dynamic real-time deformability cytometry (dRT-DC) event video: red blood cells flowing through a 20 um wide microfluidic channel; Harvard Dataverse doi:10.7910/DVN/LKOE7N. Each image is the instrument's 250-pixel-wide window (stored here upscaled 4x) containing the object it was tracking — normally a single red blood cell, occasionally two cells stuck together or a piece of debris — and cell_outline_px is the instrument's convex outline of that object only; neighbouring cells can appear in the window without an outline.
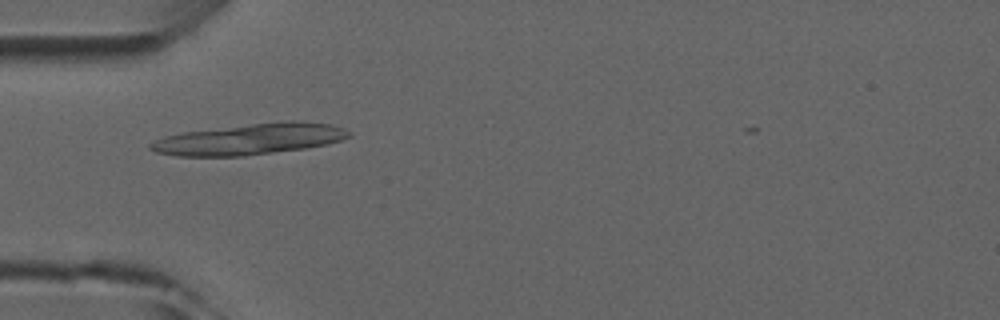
{"species": "common noctule bat (a hibernating species)", "species_latin": "Nyctalus noctula", "temperature_condition": "room temperature", "stored_images_in_passage": 3, "camera_frame_rate_fps": 3000, "um_per_image_px": 0.085, "animal": {"sex": "male", "forearm_length_mm": 52.5}, "frame": {"image": 1, "passage_image": 1, "time_ms": 0.0, "image_size_px": [1000, 320], "cell_outline_px": [[352, 136], [328, 144], [304, 148], [244, 156], [176, 156], [156, 152], [148, 148], [148, 144], [164, 136], [184, 132], [252, 124], [288, 120], [296, 120], [332, 124], [344, 128], [352, 132]], "centroid_in_image_um": [21.27, 11.83], "position_along_channel_um": 63.7, "area_um2": 35.78}}
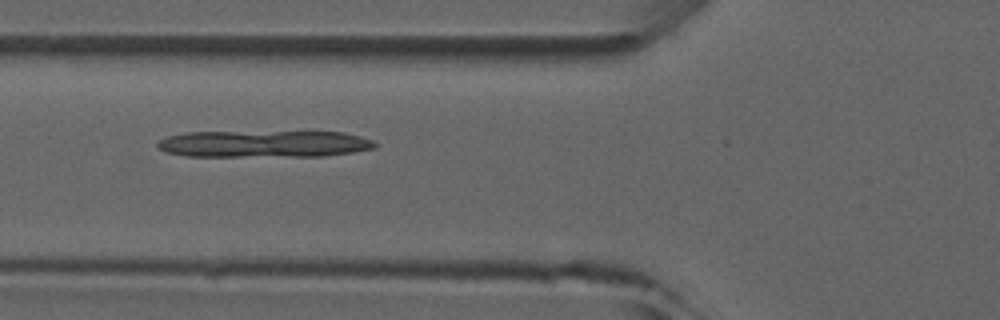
{"frame": {"image": 2, "passage_image": 2, "time_ms": 1.0, "image_size_px": [1000, 320], "cell_outline_px": [[376, 148], [352, 152], [324, 156], [184, 156], [168, 152], [160, 148], [156, 144], [160, 140], [168, 136], [184, 132], [344, 132], [360, 136], [372, 140], [376, 144]], "centroid_in_image_um": [22.45, 12.23], "position_along_channel_um": 103.3, "area_um2": 33.93}}